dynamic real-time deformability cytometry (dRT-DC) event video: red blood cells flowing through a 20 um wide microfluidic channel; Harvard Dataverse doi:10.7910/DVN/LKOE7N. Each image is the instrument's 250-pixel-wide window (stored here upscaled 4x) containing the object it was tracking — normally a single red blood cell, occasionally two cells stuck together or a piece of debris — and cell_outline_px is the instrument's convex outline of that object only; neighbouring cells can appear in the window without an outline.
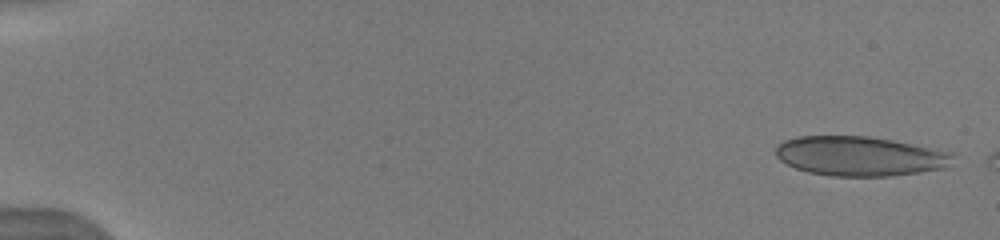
{"species": "human", "species_latin": "Homo sapiens", "temperature_condition": "warm", "stored_images_in_passage": 13, "camera_frame_rate_fps": 3000, "um_per_image_px": 0.085, "donor": {"sex": "male"}, "frame": {"image": 1, "passage_image": 3, "time_ms": 0.333, "image_size_px": [1000, 240], "cell_outline_px": [[956, 156], [948, 168], [920, 172], [888, 176], [832, 176], [808, 172], [796, 168], [780, 160], [776, 156], [776, 148], [784, 140], [796, 136], [868, 136], [892, 140], [952, 152]], "centroid_in_image_um": [73.12, 13.27], "position_along_channel_um": 11.9, "area_um2": 40.92}}